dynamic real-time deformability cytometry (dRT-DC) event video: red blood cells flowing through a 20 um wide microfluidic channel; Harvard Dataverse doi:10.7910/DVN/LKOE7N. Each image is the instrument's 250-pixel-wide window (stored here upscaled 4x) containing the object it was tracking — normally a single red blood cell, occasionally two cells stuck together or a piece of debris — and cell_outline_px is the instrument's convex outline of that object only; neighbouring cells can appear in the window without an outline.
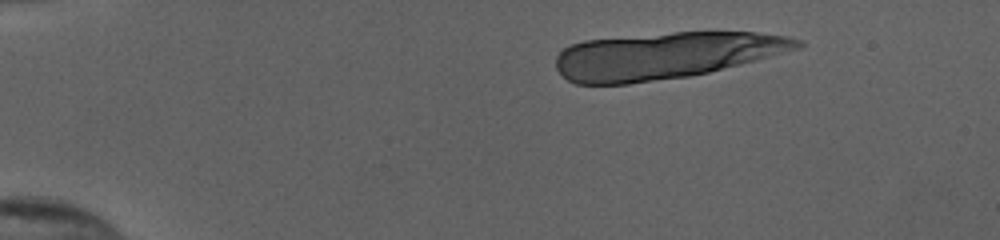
{"species": "human", "species_latin": "Homo sapiens", "temperature_condition": "cold", "stored_images_in_passage": 20, "camera_frame_rate_fps": 3000, "um_per_image_px": 0.085, "donor": {"sex": "female"}, "frame": {"image": 1, "passage_image": 8, "time_ms": 2.333, "image_size_px": [1000, 240], "cell_outline_px": [[804, 44], [800, 48], [740, 64], [708, 72], [688, 76], [628, 84], [576, 84], [568, 80], [556, 68], [556, 56], [564, 48], [572, 44], [584, 40], [672, 32], [756, 32], [788, 36], [800, 40]], "centroid_in_image_um": [56.54, 4.72], "position_along_channel_um": 28.5, "area_um2": 65.43}}